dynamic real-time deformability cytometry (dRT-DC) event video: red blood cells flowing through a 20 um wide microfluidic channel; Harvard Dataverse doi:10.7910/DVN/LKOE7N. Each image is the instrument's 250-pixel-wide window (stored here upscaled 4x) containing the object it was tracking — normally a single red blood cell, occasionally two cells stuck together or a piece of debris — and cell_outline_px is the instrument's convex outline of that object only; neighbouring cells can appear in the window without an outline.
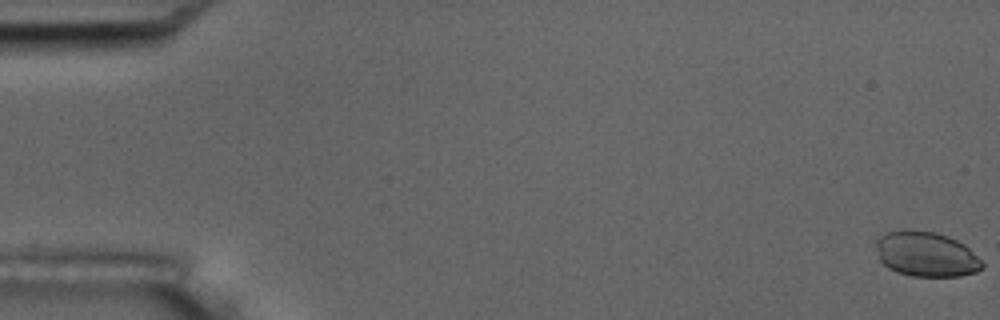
{"species": "common noctule bat (a hibernating species)", "species_latin": "Nyctalus noctula", "temperature_condition": "room temperature", "stored_images_in_passage": 7, "camera_frame_rate_fps": 3000, "um_per_image_px": 0.085, "animal": {"sex": "male", "body_mass_g": 17.5, "forearm_length_mm": 52.3}, "frame": {"image": 1, "passage_image": 1, "time_ms": 0.0, "image_size_px": [1000, 320], "cell_outline_px": [[984, 268], [976, 272], [960, 276], [912, 276], [896, 272], [888, 268], [880, 260], [876, 248], [876, 240], [884, 232], [904, 228], [932, 232], [948, 236], [964, 244], [984, 264]], "centroid_in_image_um": [78.69, 21.59], "position_along_channel_um": 6.3, "area_um2": 27.98}}
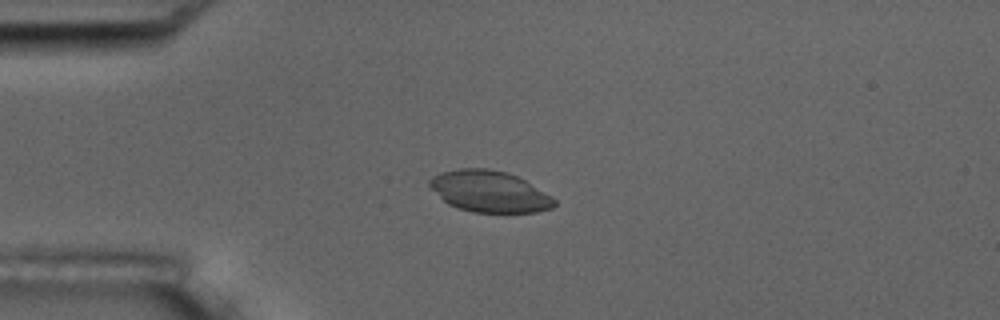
{"frame": {"image": 2, "passage_image": 5, "time_ms": 4.667, "image_size_px": [1000, 320], "cell_outline_px": [[556, 204], [552, 208], [536, 212], [472, 212], [448, 204], [428, 184], [428, 180], [432, 176], [440, 172], [460, 168], [488, 168], [508, 172], [524, 180], [552, 196], [556, 200]], "centroid_in_image_um": [41.6, 16.26], "position_along_channel_um": 43.4, "area_um2": 29.94}}